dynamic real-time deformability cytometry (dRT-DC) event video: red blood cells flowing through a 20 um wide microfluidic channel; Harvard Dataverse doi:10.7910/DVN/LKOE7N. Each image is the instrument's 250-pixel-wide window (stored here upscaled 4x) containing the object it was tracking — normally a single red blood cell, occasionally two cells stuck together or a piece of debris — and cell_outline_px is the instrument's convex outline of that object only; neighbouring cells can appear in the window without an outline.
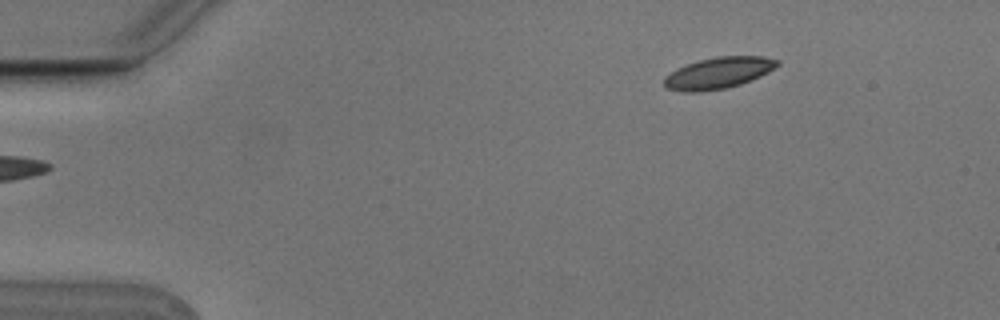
{"species": "Egyptian fruit bat (a non-hibernating species)", "species_latin": "Rousettus aegyptiacus", "temperature_condition": "cold", "stored_images_in_passage": 3, "camera_frame_rate_fps": 3000, "um_per_image_px": 0.085, "animal": {"sex": "male"}, "frame": {"image": 1, "passage_image": 3, "time_ms": 0.667, "image_size_px": [1000, 320], "cell_outline_px": [[780, 64], [768, 72], [760, 76], [740, 84], [724, 88], [700, 92], [684, 92], [668, 88], [664, 84], [664, 76], [688, 64], [700, 60], [716, 56], [764, 56], [780, 60]], "centroid_in_image_um": [61.1, 6.19], "position_along_channel_um": 23.9, "area_um2": 20.46}}